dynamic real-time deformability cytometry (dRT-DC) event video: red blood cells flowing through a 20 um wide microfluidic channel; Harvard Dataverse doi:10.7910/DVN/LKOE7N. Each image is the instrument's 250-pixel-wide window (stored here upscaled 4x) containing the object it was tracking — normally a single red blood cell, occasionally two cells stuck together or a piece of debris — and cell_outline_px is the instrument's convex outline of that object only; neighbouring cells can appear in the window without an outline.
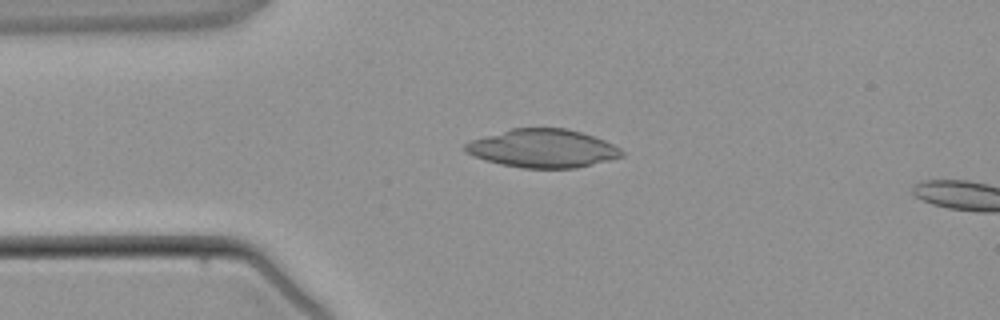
{"species": "common noctule bat (a hibernating species)", "species_latin": "Nyctalus noctula", "temperature_condition": "warm", "stored_images_in_passage": 3, "segment_of_instrument_passage": [1, 2], "camera_frame_rate_fps": 3000, "um_per_image_px": 0.085, "animal": {"sex": "male", "body_mass_g": 21.5, "forearm_length_mm": 52.0}, "frame": {"image": 1, "passage_image": 2, "time_ms": 1.333, "image_size_px": [1000, 320], "cell_outline_px": [[624, 156], [576, 168], [524, 168], [500, 164], [484, 160], [472, 156], [464, 152], [464, 144], [472, 140], [484, 136], [512, 128], [564, 128], [580, 132], [604, 140], [620, 148], [624, 152]], "centroid_in_image_um": [46.1, 12.62], "position_along_channel_um": 38.9, "area_um2": 34.85}}